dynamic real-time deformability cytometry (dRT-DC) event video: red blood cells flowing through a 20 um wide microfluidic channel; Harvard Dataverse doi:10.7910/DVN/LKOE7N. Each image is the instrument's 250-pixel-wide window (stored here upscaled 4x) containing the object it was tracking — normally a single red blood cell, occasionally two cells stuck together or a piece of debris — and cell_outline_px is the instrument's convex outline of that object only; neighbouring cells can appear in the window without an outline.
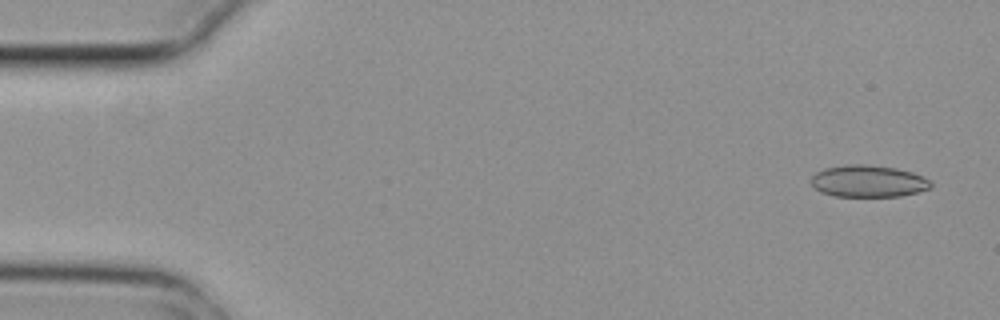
{"species": "common noctule bat (a hibernating species)", "species_latin": "Nyctalus noctula", "temperature_condition": "cold", "stored_images_in_passage": 4, "camera_frame_rate_fps": 3000, "um_per_image_px": 0.085, "animal": {"sex": "female", "body_mass_g": 29.2, "forearm_length_mm": 56.3}, "frame": {"image": 1, "passage_image": 1, "time_ms": 0.0, "image_size_px": [1000, 320], "cell_outline_px": [[932, 188], [900, 196], [832, 196], [820, 192], [812, 184], [812, 176], [816, 172], [824, 168], [848, 164], [864, 164], [896, 168], [912, 172], [924, 176], [932, 184]], "centroid_in_image_um": [73.8, 15.4], "position_along_channel_um": 11.2, "area_um2": 22.25}}